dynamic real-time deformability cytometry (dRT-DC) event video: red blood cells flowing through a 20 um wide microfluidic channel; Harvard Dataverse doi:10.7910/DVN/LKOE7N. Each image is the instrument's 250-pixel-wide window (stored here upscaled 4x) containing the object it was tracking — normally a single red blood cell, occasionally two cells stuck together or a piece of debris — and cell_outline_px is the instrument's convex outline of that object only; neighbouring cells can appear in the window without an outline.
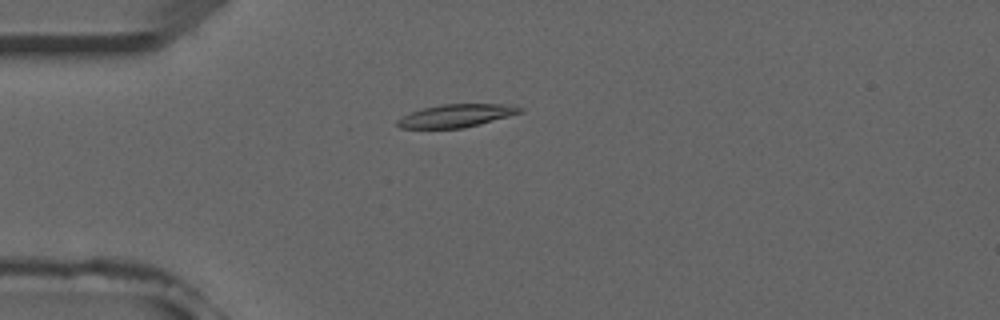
{"species": "common noctule bat (a hibernating species)", "species_latin": "Nyctalus noctula", "temperature_condition": "room temperature", "stored_images_in_passage": 1, "camera_frame_rate_fps": 3000, "um_per_image_px": 0.085, "animal": {"sex": "male", "forearm_length_mm": 52.5}, "frame": {"image": 1, "passage_image": 1, "time_ms": 0.0, "image_size_px": [1000, 320], "cell_outline_px": [[524, 112], [480, 124], [464, 128], [400, 128], [396, 124], [396, 120], [412, 112], [424, 108], [444, 104], [516, 104], [524, 108]], "centroid_in_image_um": [38.87, 9.83], "position_along_channel_um": 46.1, "area_um2": 16.42}}